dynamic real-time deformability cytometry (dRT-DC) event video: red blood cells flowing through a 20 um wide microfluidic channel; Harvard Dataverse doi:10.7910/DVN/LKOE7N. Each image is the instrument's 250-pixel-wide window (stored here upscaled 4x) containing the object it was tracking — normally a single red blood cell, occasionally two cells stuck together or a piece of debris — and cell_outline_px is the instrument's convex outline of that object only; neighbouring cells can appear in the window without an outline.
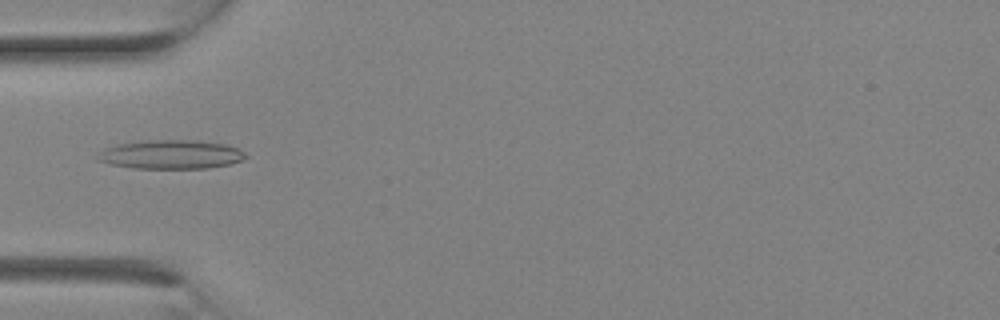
{"species": "Egyptian fruit bat (a non-hibernating species)", "species_latin": "Rousettus aegyptiacus", "temperature_condition": "room temperature", "stored_images_in_passage": 2, "camera_frame_rate_fps": 3000, "um_per_image_px": 0.085, "animal": {"sex": "female"}, "frame": {"image": 1, "passage_image": 1, "time_ms": 0.0, "image_size_px": [1000, 320], "cell_outline_px": [[248, 156], [240, 160], [228, 164], [208, 168], [132, 168], [112, 164], [96, 160], [96, 156], [104, 148], [116, 144], [140, 140], [200, 140], [224, 144], [236, 148], [244, 152]], "centroid_in_image_um": [14.48, 13.12], "position_along_channel_um": 70.5, "area_um2": 24.97}}